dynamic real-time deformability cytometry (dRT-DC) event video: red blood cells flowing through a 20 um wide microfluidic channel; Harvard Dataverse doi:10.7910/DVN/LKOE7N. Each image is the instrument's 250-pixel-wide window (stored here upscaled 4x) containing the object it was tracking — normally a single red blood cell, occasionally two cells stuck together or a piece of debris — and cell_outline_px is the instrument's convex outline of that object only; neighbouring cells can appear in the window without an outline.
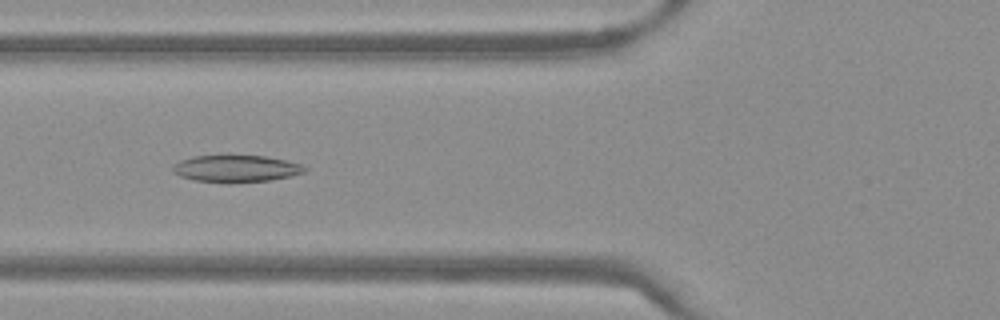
{"species": "Egyptian fruit bat (a non-hibernating species)", "species_latin": "Rousettus aegyptiacus", "temperature_condition": "warm", "stored_images_in_passage": 50, "camera_frame_rate_fps": 3000, "um_per_image_px": 0.085, "frame": {"image": 1, "passage_image": 19, "time_ms": 6.0, "image_size_px": [1000, 320], "cell_outline_px": [[308, 168], [304, 172], [292, 176], [268, 180], [228, 184], [192, 180], [180, 176], [172, 172], [172, 164], [180, 160], [192, 156], [264, 156], [284, 160], [300, 164]], "centroid_in_image_um": [20.01, 14.35], "position_along_channel_um": 105.8, "area_um2": 20.92}}
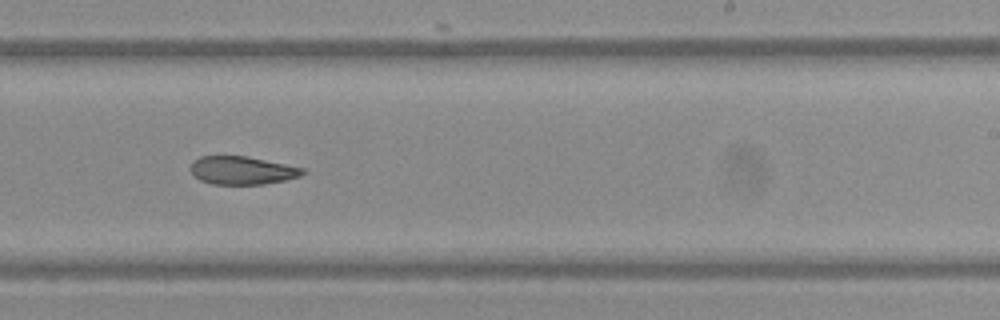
{"frame": {"image": 2, "passage_image": 31, "time_ms": 10.0, "image_size_px": [1000, 320], "cell_outline_px": [[304, 172], [300, 176], [284, 180], [264, 184], [212, 184], [200, 180], [192, 172], [192, 160], [200, 156], [248, 156], [304, 168]], "centroid_in_image_um": [20.58, 14.47], "position_along_channel_um": 268.4, "area_um2": 18.21}}
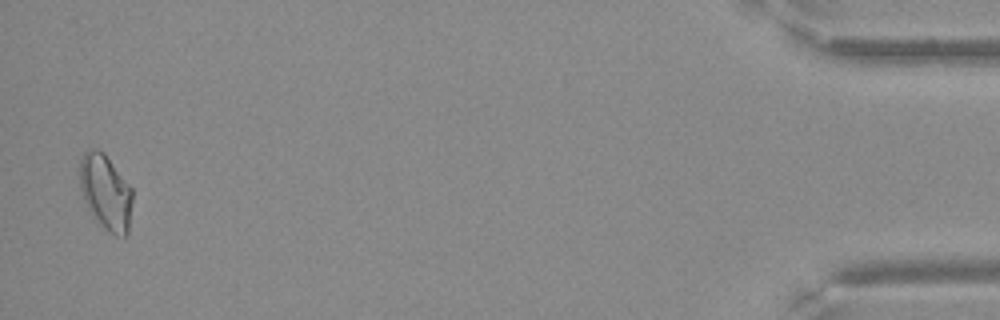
{"frame": {"image": 3, "passage_image": 49, "time_ms": 16.0, "image_size_px": [1000, 320], "cell_outline_px": [[132, 200], [128, 232], [124, 236], [116, 236], [104, 228], [96, 220], [88, 208], [84, 200], [80, 188], [80, 160], [84, 152], [88, 148], [96, 148], [104, 152], [132, 188]], "centroid_in_image_um": [8.98, 16.3], "position_along_channel_um": 426.2, "area_um2": 23.12}}